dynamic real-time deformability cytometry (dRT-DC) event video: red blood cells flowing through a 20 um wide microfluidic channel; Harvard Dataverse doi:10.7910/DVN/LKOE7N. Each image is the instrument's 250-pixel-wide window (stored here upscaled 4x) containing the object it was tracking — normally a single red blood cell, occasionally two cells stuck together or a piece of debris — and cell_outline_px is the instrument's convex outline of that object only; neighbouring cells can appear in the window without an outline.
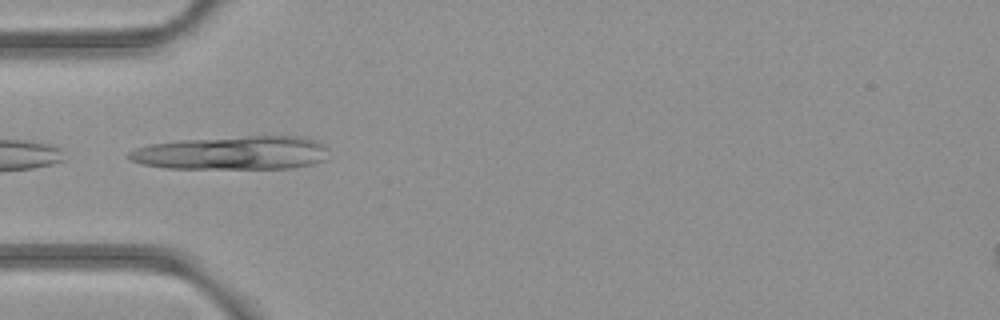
{"species": "common noctule bat (a hibernating species)", "species_latin": "Nyctalus noctula", "temperature_condition": "room temperature", "stored_images_in_passage": 6, "camera_frame_rate_fps": 3000, "um_per_image_px": 0.085, "animal": {"sex": "female", "body_mass_g": 21.9}, "frame": {"image": 1, "passage_image": 4, "time_ms": 1.0, "image_size_px": [1000, 320], "cell_outline_px": [[328, 148], [324, 160], [312, 164], [292, 168], [164, 168], [140, 164], [132, 160], [128, 156], [128, 152], [136, 148], [148, 144], [180, 140], [248, 136], [300, 136], [324, 144]], "centroid_in_image_um": [19.73, 12.99], "position_along_channel_um": 65.3, "area_um2": 39.02}}